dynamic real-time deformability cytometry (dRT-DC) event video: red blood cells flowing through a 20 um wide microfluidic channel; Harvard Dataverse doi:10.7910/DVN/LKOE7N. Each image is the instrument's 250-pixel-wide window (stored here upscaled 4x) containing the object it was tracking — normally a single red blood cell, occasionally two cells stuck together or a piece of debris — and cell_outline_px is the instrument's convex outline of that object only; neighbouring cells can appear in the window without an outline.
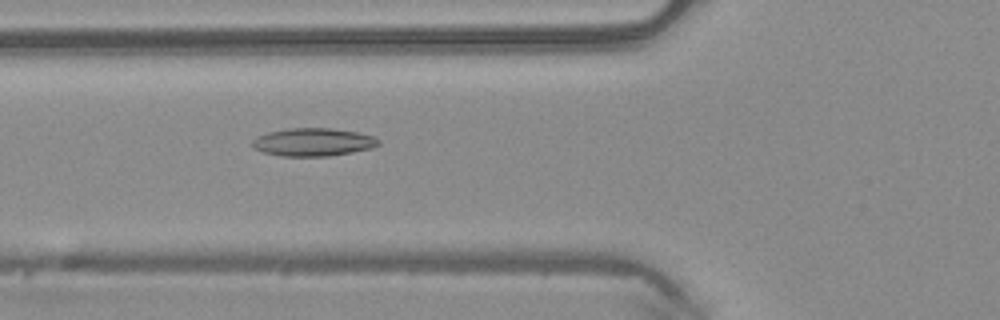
{"species": "common noctule bat (a hibernating species)", "species_latin": "Nyctalus noctula", "temperature_condition": "warm", "stored_images_in_passage": 50, "camera_frame_rate_fps": 3000, "um_per_image_px": 0.085, "animal": {"sex": "male", "body_mass_g": 20.4}, "frame": {"image": 1, "passage_image": 19, "time_ms": 6.0, "image_size_px": [1000, 320], "cell_outline_px": [[380, 144], [372, 148], [352, 152], [328, 156], [280, 156], [264, 152], [252, 148], [252, 140], [256, 136], [268, 132], [288, 128], [332, 128], [360, 132], [372, 136], [380, 140]], "centroid_in_image_um": [26.61, 12.07], "position_along_channel_um": 99.2, "area_um2": 20.75}}
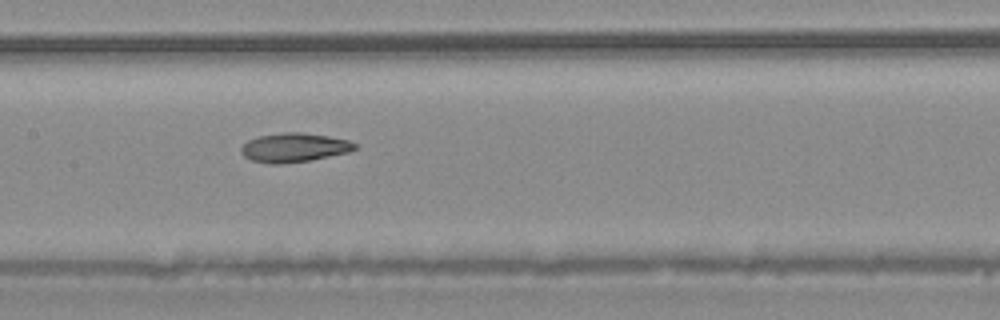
{"frame": {"image": 2, "passage_image": 25, "time_ms": 8.0, "image_size_px": [1000, 320], "cell_outline_px": [[356, 148], [348, 152], [312, 160], [280, 164], [272, 164], [252, 160], [244, 156], [240, 152], [240, 148], [248, 140], [256, 136], [284, 132], [300, 132], [328, 136], [348, 140], [356, 144]], "centroid_in_image_um": [24.97, 12.54], "position_along_channel_um": 182.4, "area_um2": 19.25}}
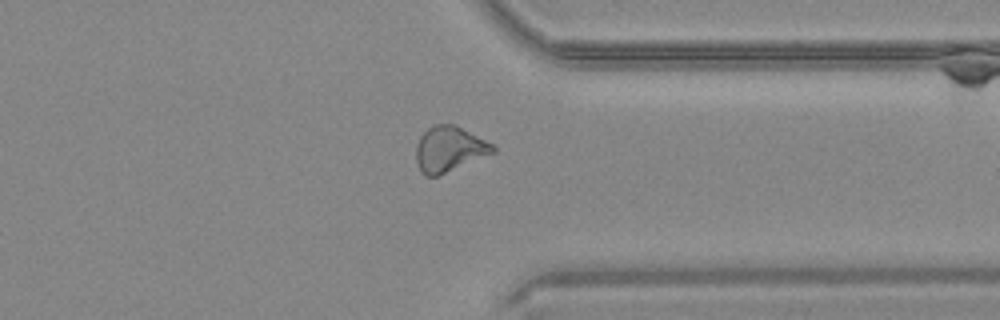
{"frame": {"image": 3, "passage_image": 39, "time_ms": 12.667, "image_size_px": [1000, 320], "cell_outline_px": [[496, 152], [436, 176], [424, 176], [420, 172], [416, 160], [416, 144], [420, 136], [428, 128], [436, 124], [456, 124], [492, 144], [496, 148]], "centroid_in_image_um": [38.16, 12.67], "position_along_channel_um": 373.2, "area_um2": 20.23}, "authors_computed_cell_mechanics": {"area_um2": 20.4901, "velocity_mm_per_s": 4.1392, "shape_relaxation_time_tau1_ms": null, "shape_relaxation_time_tau2_ms": 3.2145, "deformation_change_tau1": null, "deformation_change_tau2": 0.1005}}